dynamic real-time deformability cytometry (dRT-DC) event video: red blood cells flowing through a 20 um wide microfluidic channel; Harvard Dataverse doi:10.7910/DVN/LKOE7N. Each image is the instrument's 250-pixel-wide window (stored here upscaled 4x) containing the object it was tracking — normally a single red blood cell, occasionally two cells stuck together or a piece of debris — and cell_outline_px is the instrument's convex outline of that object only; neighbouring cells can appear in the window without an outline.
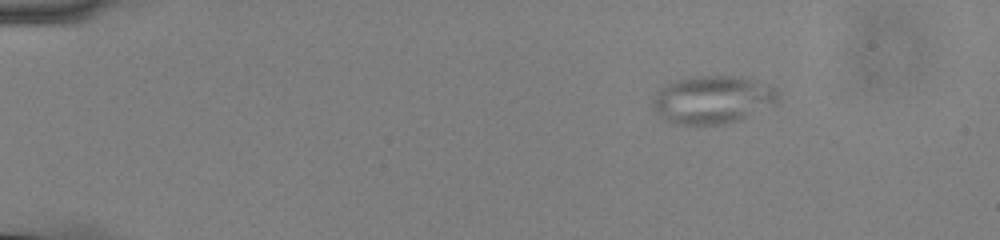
{"species": "common noctule bat (a hibernating species)", "species_latin": "Nyctalus noctula", "temperature_condition": "cold", "stored_images_in_passage": 48, "camera_frame_rate_fps": 3000, "um_per_image_px": 0.085, "animal": {"sex": "male", "body_mass_g": 13.0, "forearm_length_mm": 53.1}, "frame": {"image": 1, "passage_image": 1, "time_ms": 0.0, "image_size_px": [1000, 240], "cell_outline_px": [[776, 104], [740, 120], [724, 124], [672, 124], [664, 120], [652, 108], [652, 100], [660, 88], [676, 80], [692, 76], [740, 76], [768, 84], [776, 88]], "centroid_in_image_um": [60.55, 8.47], "position_along_channel_um": 24.4, "area_um2": 35.08}}
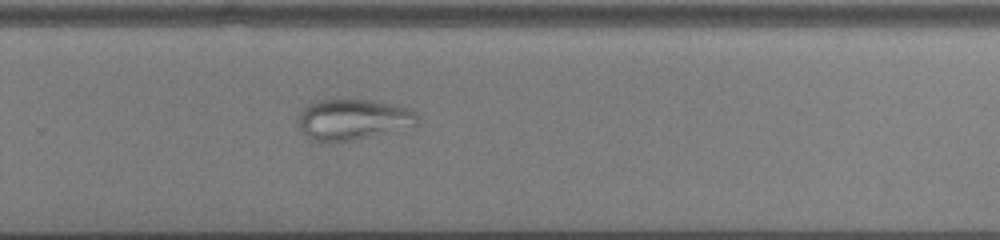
{"frame": {"image": 2, "passage_image": 31, "time_ms": 10.0, "image_size_px": [1000, 240], "cell_outline_px": [[420, 116], [416, 124], [352, 140], [332, 144], [328, 144], [316, 140], [308, 136], [300, 128], [296, 120], [300, 112], [308, 104], [316, 100], [372, 100], [392, 104], [408, 108], [416, 112]], "centroid_in_image_um": [29.94, 10.15], "position_along_channel_um": 299.9, "area_um2": 28.09}}
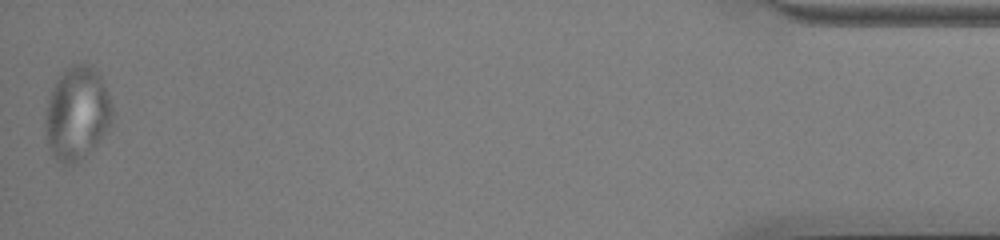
{"frame": {"image": 3, "passage_image": 48, "time_ms": 15.667, "image_size_px": [1000, 240], "cell_outline_px": [[112, 124], [96, 144], [76, 164], [64, 164], [56, 160], [48, 144], [44, 128], [44, 120], [48, 100], [52, 88], [56, 80], [64, 68], [72, 64], [88, 64], [100, 76], [108, 92], [112, 104]], "centroid_in_image_um": [6.53, 9.63], "position_along_channel_um": 428.7, "area_um2": 36.47}}